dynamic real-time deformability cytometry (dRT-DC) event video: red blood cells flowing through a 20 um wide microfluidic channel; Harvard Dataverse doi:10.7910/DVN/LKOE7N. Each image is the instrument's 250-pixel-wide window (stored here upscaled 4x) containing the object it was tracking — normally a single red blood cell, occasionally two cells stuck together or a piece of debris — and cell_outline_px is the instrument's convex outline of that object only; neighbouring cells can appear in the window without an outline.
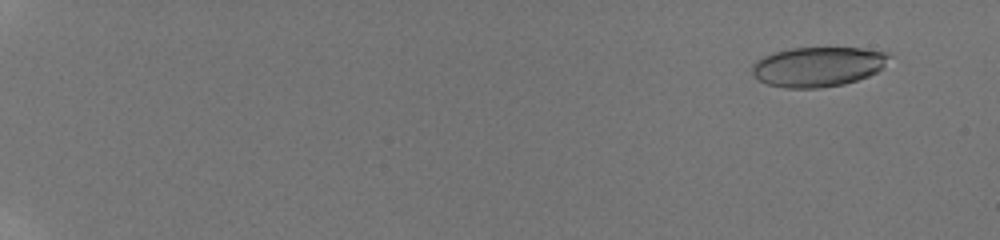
{"species": "human", "species_latin": "Homo sapiens", "temperature_condition": "room temperature", "stored_images_in_passage": 24, "camera_frame_rate_fps": 3000, "um_per_image_px": 0.085, "donor": {"sex": "male"}, "frame": {"image": 1, "passage_image": 5, "time_ms": 1.333, "image_size_px": [1000, 240], "cell_outline_px": [[892, 56], [876, 72], [868, 76], [844, 84], [820, 88], [784, 88], [768, 84], [760, 80], [752, 72], [752, 64], [756, 60], [772, 52], [792, 48], [860, 48], [892, 52]], "centroid_in_image_um": [69.54, 5.66], "position_along_channel_um": 15.5, "area_um2": 31.79}}
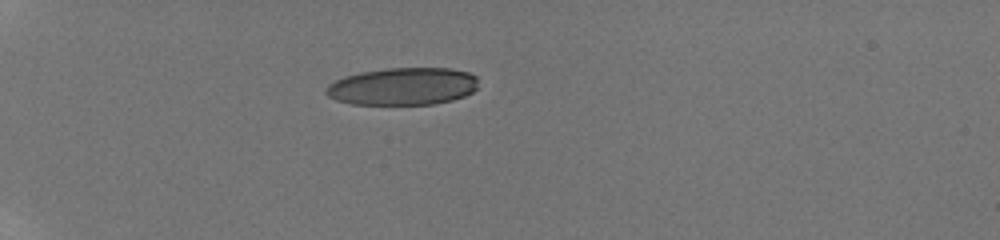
{"frame": {"image": 2, "passage_image": 20, "time_ms": 6.333, "image_size_px": [1000, 240], "cell_outline_px": [[476, 88], [472, 92], [464, 96], [452, 100], [432, 104], [352, 104], [336, 100], [328, 96], [324, 92], [324, 88], [328, 84], [344, 76], [360, 72], [388, 68], [448, 68], [468, 72], [476, 76]], "centroid_in_image_um": [34.2, 7.34], "position_along_channel_um": 50.8, "area_um2": 33.23}}